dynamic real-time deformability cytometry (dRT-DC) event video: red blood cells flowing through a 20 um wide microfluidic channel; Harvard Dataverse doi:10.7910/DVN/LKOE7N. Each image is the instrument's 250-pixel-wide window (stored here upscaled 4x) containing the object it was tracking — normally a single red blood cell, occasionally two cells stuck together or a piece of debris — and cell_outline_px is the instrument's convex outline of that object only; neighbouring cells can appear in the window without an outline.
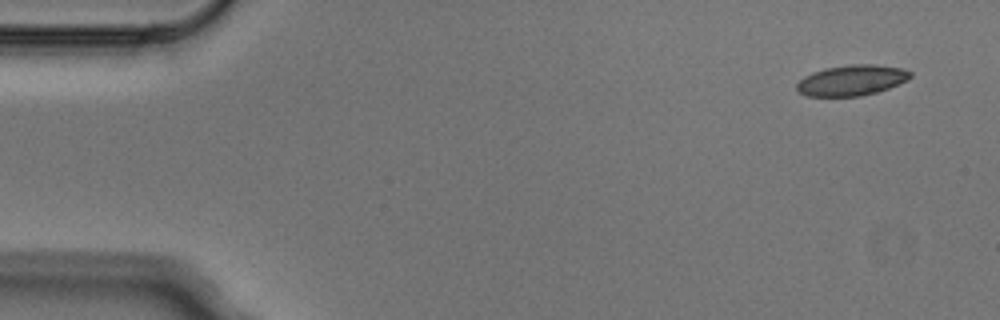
{"species": "Egyptian fruit bat (a non-hibernating species)", "species_latin": "Rousettus aegyptiacus", "temperature_condition": "cold", "stored_images_in_passage": 4, "camera_frame_rate_fps": 3000, "um_per_image_px": 0.085, "animal": {"sex": "male"}, "frame": {"image": 1, "passage_image": 1, "time_ms": 0.0, "image_size_px": [1000, 320], "cell_outline_px": [[912, 76], [908, 80], [888, 88], [876, 92], [860, 96], [808, 96], [800, 92], [796, 88], [796, 84], [804, 76], [812, 72], [824, 68], [852, 64], [876, 64], [904, 68], [912, 72]], "centroid_in_image_um": [72.42, 6.81], "position_along_channel_um": 12.6, "area_um2": 20.35}}
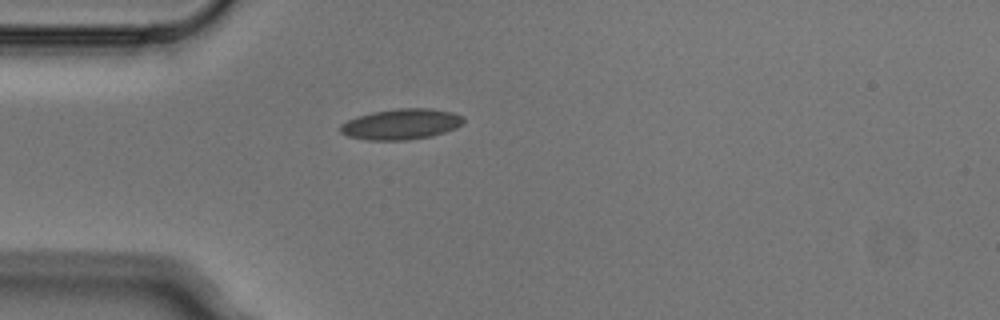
{"frame": {"image": 2, "passage_image": 4, "time_ms": 1.0, "image_size_px": [1000, 320], "cell_outline_px": [[464, 120], [456, 128], [432, 136], [408, 140], [368, 140], [348, 136], [340, 132], [340, 124], [356, 116], [372, 112], [396, 108], [432, 108], [452, 112], [464, 116]], "centroid_in_image_um": [34.09, 10.55], "position_along_channel_um": 50.9, "area_um2": 22.14}}